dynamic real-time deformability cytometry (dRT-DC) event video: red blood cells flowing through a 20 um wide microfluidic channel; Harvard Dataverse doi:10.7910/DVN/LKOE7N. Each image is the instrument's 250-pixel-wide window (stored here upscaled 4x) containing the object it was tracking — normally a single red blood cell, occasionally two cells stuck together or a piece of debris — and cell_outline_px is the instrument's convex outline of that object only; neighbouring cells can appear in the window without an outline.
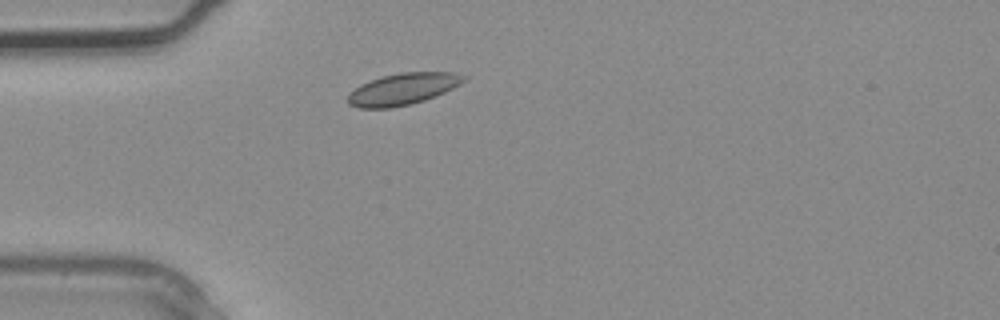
{"species": "common noctule bat (a hibernating species)", "species_latin": "Nyctalus noctula", "temperature_condition": "warm", "stored_images_in_passage": 1, "camera_frame_rate_fps": 3000, "um_per_image_px": 0.085, "animal": {"sex": "male", "body_mass_g": 20.4}, "frame": {"image": 1, "passage_image": 1, "time_ms": 0.0, "image_size_px": [1000, 320], "cell_outline_px": [[468, 76], [460, 84], [436, 96], [412, 104], [392, 108], [360, 108], [348, 104], [348, 96], [360, 84], [380, 76], [400, 72], [456, 72]], "centroid_in_image_um": [34.26, 7.56], "position_along_channel_um": 50.7, "area_um2": 21.44}}